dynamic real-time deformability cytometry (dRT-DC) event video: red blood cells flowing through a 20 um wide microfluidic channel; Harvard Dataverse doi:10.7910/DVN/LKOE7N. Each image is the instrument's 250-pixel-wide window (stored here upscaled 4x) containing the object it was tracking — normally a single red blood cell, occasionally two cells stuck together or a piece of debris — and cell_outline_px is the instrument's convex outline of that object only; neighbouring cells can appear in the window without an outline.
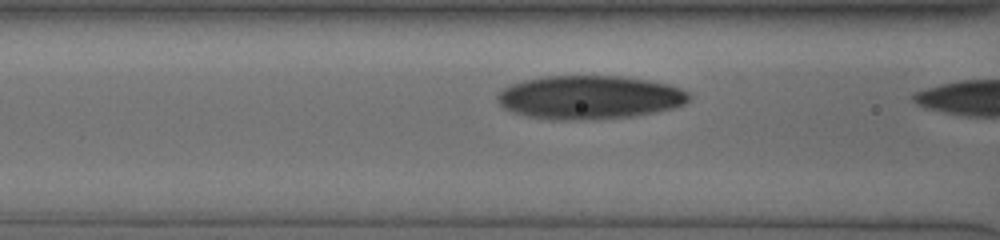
{"species": "human", "species_latin": "Homo sapiens", "temperature_condition": "cold", "stored_images_in_passage": 11, "camera_frame_rate_fps": 3000, "um_per_image_px": 0.085, "donor": {"sex": "male"}, "frame": {"image": 1, "passage_image": 10, "time_ms": 3.0, "image_size_px": [1000, 240], "cell_outline_px": [[692, 96], [684, 104], [672, 108], [632, 116], [528, 116], [504, 108], [496, 100], [496, 96], [504, 88], [512, 84], [524, 80], [544, 76], [620, 76], [648, 80], [668, 84], [680, 88], [688, 92]], "centroid_in_image_um": [50.15, 8.2], "position_along_channel_um": 116.4, "area_um2": 46.53}}